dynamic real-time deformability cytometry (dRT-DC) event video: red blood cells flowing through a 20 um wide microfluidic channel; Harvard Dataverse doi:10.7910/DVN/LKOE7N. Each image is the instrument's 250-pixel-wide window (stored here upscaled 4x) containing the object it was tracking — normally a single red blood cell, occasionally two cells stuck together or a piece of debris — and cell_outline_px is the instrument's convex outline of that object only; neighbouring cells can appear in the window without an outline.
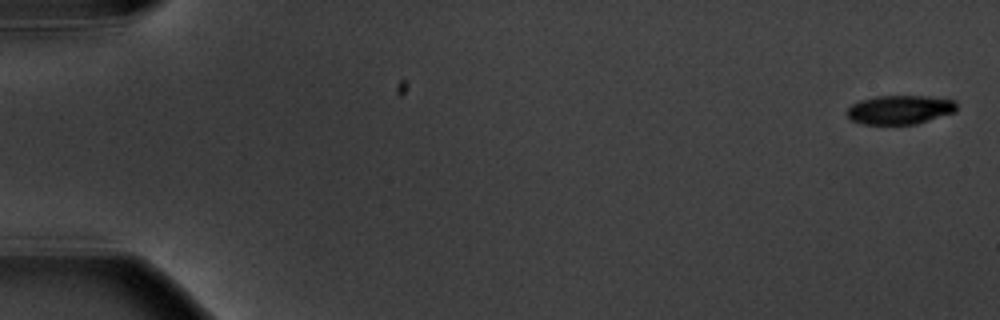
{"species": "common noctule bat (a hibernating species)", "species_latin": "Nyctalus noctula", "temperature_condition": "warm", "stored_images_in_passage": 6, "camera_frame_rate_fps": 3000, "um_per_image_px": 0.085, "animal": {"sex": "male", "body_mass_g": 20.1, "forearm_length_mm": 53.5}, "frame": {"image": 1, "passage_image": 1, "time_ms": 0.0, "image_size_px": [1000, 320], "cell_outline_px": [[956, 112], [916, 124], [864, 124], [852, 120], [844, 112], [852, 104], [860, 100], [876, 96], [928, 96], [956, 100]], "centroid_in_image_um": [76.5, 9.32], "position_along_channel_um": 8.5, "area_um2": 18.61}}
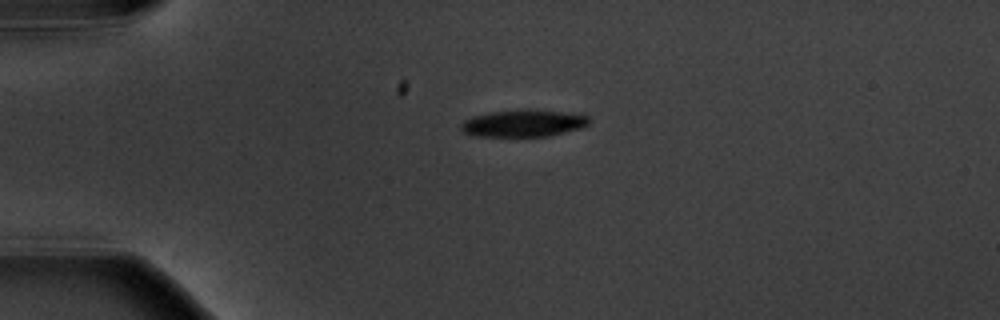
{"frame": {"image": 2, "passage_image": 4, "time_ms": 4.333, "image_size_px": [1000, 320], "cell_outline_px": [[588, 124], [580, 128], [548, 136], [472, 136], [464, 132], [460, 128], [460, 124], [464, 120], [472, 116], [488, 112], [528, 108], [560, 112], [588, 116]], "centroid_in_image_um": [44.41, 10.47], "position_along_channel_um": 40.6, "area_um2": 20.17}}